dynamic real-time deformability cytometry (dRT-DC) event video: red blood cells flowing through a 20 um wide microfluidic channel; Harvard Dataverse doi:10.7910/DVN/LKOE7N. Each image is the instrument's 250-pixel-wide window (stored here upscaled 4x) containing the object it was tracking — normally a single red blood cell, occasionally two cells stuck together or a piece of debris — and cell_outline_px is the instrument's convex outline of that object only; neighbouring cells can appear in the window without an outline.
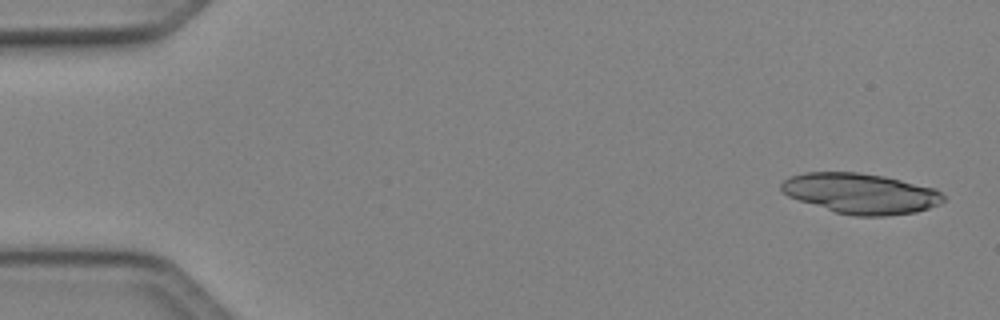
{"species": "Egyptian fruit bat (a non-hibernating species)", "species_latin": "Rousettus aegyptiacus", "temperature_condition": "cold", "stored_images_in_passage": 15, "camera_frame_rate_fps": 3000, "um_per_image_px": 0.085, "animal": {"sex": "female"}, "frame": {"image": 1, "passage_image": 1, "time_ms": 0.0, "image_size_px": [1000, 320], "cell_outline_px": [[944, 200], [928, 208], [916, 212], [888, 216], [856, 216], [836, 212], [788, 196], [780, 192], [780, 184], [784, 180], [792, 176], [808, 172], [856, 172], [884, 176], [936, 188], [944, 196]], "centroid_in_image_um": [73.16, 16.44], "position_along_channel_um": 11.8, "area_um2": 37.92}}